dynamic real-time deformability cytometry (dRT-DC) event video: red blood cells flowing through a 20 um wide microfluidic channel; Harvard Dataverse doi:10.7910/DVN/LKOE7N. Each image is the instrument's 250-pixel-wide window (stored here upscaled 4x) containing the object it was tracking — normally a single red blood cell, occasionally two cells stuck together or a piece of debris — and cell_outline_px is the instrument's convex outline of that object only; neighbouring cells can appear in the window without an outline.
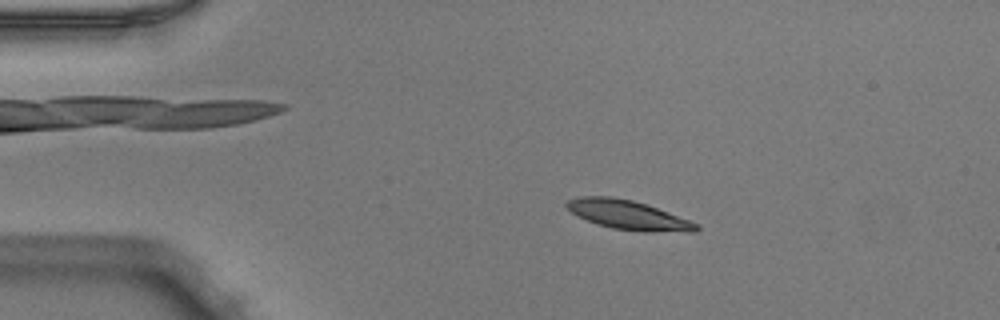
{"species": "Egyptian fruit bat (a non-hibernating species)", "species_latin": "Rousettus aegyptiacus", "temperature_condition": "warm", "stored_images_in_passage": 50, "camera_frame_rate_fps": 3000, "um_per_image_px": 0.085, "animal": {"sex": "male"}, "frame": {"image": 1, "passage_image": 9, "time_ms": 2.667, "image_size_px": [1000, 320], "cell_outline_px": [[700, 228], [696, 232], [644, 232], [612, 228], [596, 224], [572, 212], [564, 204], [568, 200], [580, 196], [612, 196], [632, 200], [648, 204], [700, 224]], "centroid_in_image_um": [53.46, 18.28], "position_along_channel_um": 31.5, "area_um2": 22.25}}
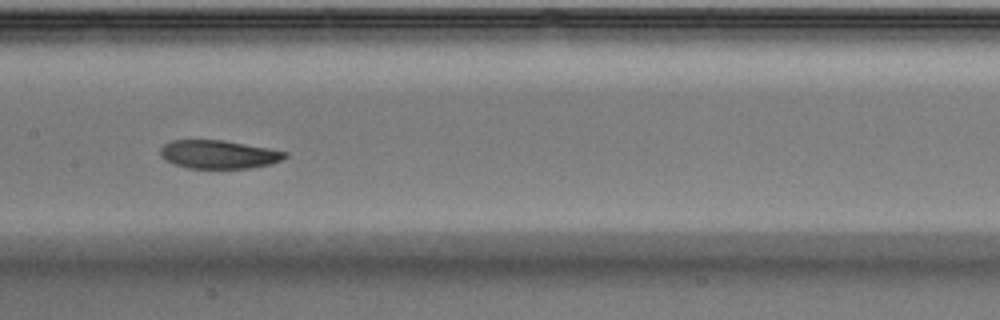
{"frame": {"image": 2, "passage_image": 25, "time_ms": 8.0, "image_size_px": [1000, 320], "cell_outline_px": [[288, 156], [272, 164], [248, 168], [188, 168], [176, 164], [160, 156], [160, 148], [164, 144], [172, 140], [224, 140], [268, 148], [288, 152]], "centroid_in_image_um": [18.6, 13.12], "position_along_channel_um": 188.8, "area_um2": 20.52}}
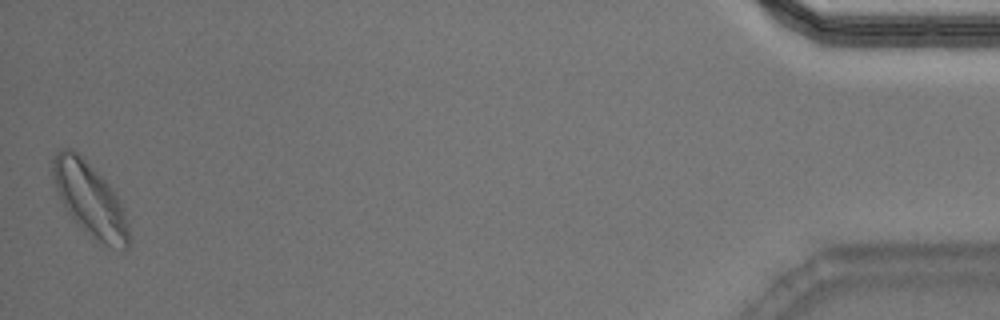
{"frame": {"image": 3, "passage_image": 50, "time_ms": 16.333, "image_size_px": [1000, 320], "cell_outline_px": [[128, 248], [124, 252], [104, 244], [84, 232], [68, 212], [56, 188], [52, 176], [52, 160], [56, 152], [64, 148], [68, 148], [76, 152], [112, 188], [116, 196], [128, 224]], "centroid_in_image_um": [7.63, 16.98], "position_along_channel_um": 427.6, "area_um2": 31.62}, "authors_computed_cell_mechanics": {"area_um2": 21.7039, "velocity_mm_per_s": 3.9236, "shape_relaxation_time_tau1_ms": 5.0754, "shape_relaxation_time_tau2_ms": null, "deformation_change_tau1": 0.1357, "deformation_change_tau2": null}}